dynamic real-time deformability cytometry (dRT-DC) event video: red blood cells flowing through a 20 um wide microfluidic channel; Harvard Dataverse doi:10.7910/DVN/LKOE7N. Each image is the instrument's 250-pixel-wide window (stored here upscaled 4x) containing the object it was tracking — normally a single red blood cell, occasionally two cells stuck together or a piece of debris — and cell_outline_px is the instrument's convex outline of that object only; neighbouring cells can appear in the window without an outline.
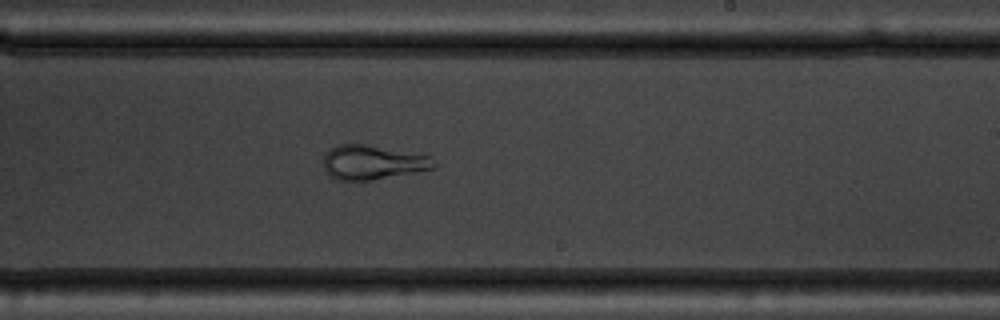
{"species": "common noctule bat (a hibernating species)", "species_latin": "Nyctalus noctula", "temperature_condition": "warm", "stored_images_in_passage": 45, "camera_frame_rate_fps": 3000, "um_per_image_px": 0.085, "animal": {"sex": "male", "body_mass_g": 19.5, "forearm_length_mm": 54.6}, "frame": {"image": 1, "passage_image": 30, "time_ms": 9.667, "image_size_px": [1000, 320], "cell_outline_px": [[436, 168], [372, 180], [336, 180], [328, 176], [324, 168], [324, 156], [328, 148], [336, 144], [368, 144], [428, 156], [436, 164]], "centroid_in_image_um": [31.61, 13.8], "position_along_channel_um": 257.4, "area_um2": 22.14}}
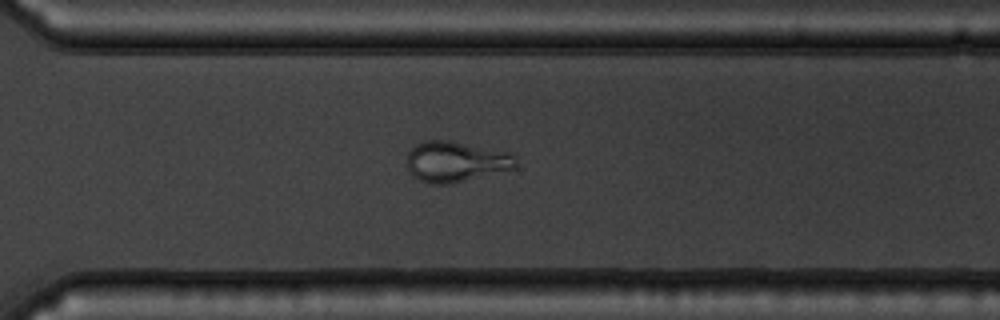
{"frame": {"image": 2, "passage_image": 36, "time_ms": 11.667, "image_size_px": [1000, 320], "cell_outline_px": [[516, 168], [452, 184], [432, 184], [420, 180], [412, 176], [408, 172], [408, 152], [416, 144], [428, 140], [448, 140], [512, 152], [516, 160]], "centroid_in_image_um": [38.76, 13.74], "position_along_channel_um": 331.8, "area_um2": 25.95}}
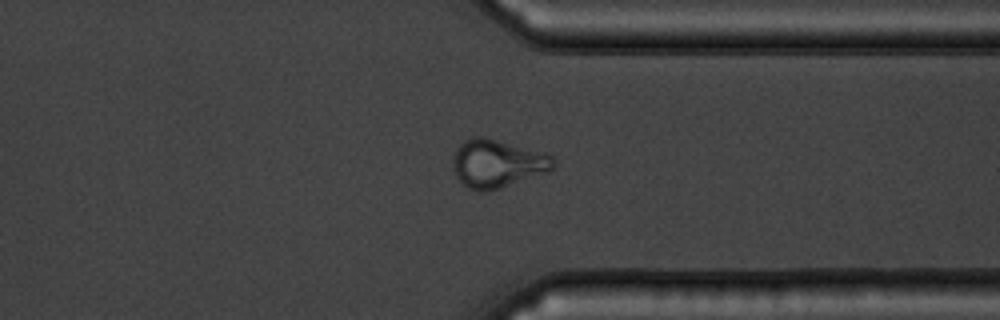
{"frame": {"image": 3, "passage_image": 39, "time_ms": 12.667, "image_size_px": [1000, 320], "cell_outline_px": [[556, 164], [548, 172], [500, 188], [480, 192], [468, 188], [456, 176], [452, 164], [452, 156], [460, 144], [464, 140], [476, 136], [480, 136], [548, 152], [556, 160]], "centroid_in_image_um": [42.3, 13.89], "position_along_channel_um": 369.1, "area_um2": 28.32}, "authors_computed_cell_mechanics": {"area_um2": 28.2064, "velocity_mm_per_s": 3.7479, "shape_relaxation_time_tau1_ms": 8.7331, "shape_relaxation_time_tau2_ms": null, "deformation_change_tau1": 0.1939, "deformation_change_tau2": null}}